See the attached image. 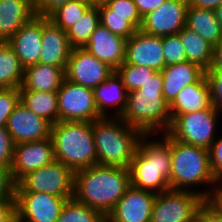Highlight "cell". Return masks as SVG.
Instances as JSON below:
<instances>
[{
    "label": "cell",
    "mask_w": 222,
    "mask_h": 222,
    "mask_svg": "<svg viewBox=\"0 0 222 222\" xmlns=\"http://www.w3.org/2000/svg\"><path fill=\"white\" fill-rule=\"evenodd\" d=\"M115 70L93 56L85 48H72L65 69V79L95 89Z\"/></svg>",
    "instance_id": "12"
},
{
    "label": "cell",
    "mask_w": 222,
    "mask_h": 222,
    "mask_svg": "<svg viewBox=\"0 0 222 222\" xmlns=\"http://www.w3.org/2000/svg\"><path fill=\"white\" fill-rule=\"evenodd\" d=\"M197 185H212L210 190H191ZM219 186L213 179L209 149L177 141L171 137L170 189L193 191L207 200ZM190 188V189H189Z\"/></svg>",
    "instance_id": "4"
},
{
    "label": "cell",
    "mask_w": 222,
    "mask_h": 222,
    "mask_svg": "<svg viewBox=\"0 0 222 222\" xmlns=\"http://www.w3.org/2000/svg\"><path fill=\"white\" fill-rule=\"evenodd\" d=\"M23 77L24 67L14 50L7 42L0 41V89L20 88Z\"/></svg>",
    "instance_id": "29"
},
{
    "label": "cell",
    "mask_w": 222,
    "mask_h": 222,
    "mask_svg": "<svg viewBox=\"0 0 222 222\" xmlns=\"http://www.w3.org/2000/svg\"><path fill=\"white\" fill-rule=\"evenodd\" d=\"M20 102L36 115L46 119L52 125L58 122L57 92L23 90L21 87Z\"/></svg>",
    "instance_id": "27"
},
{
    "label": "cell",
    "mask_w": 222,
    "mask_h": 222,
    "mask_svg": "<svg viewBox=\"0 0 222 222\" xmlns=\"http://www.w3.org/2000/svg\"><path fill=\"white\" fill-rule=\"evenodd\" d=\"M100 24L110 32L129 39L137 31L125 17L119 16H100Z\"/></svg>",
    "instance_id": "37"
},
{
    "label": "cell",
    "mask_w": 222,
    "mask_h": 222,
    "mask_svg": "<svg viewBox=\"0 0 222 222\" xmlns=\"http://www.w3.org/2000/svg\"><path fill=\"white\" fill-rule=\"evenodd\" d=\"M165 65H174L187 61L186 51L179 34L162 37Z\"/></svg>",
    "instance_id": "35"
},
{
    "label": "cell",
    "mask_w": 222,
    "mask_h": 222,
    "mask_svg": "<svg viewBox=\"0 0 222 222\" xmlns=\"http://www.w3.org/2000/svg\"><path fill=\"white\" fill-rule=\"evenodd\" d=\"M178 34L185 48L187 61L207 71L212 66L214 47L186 26Z\"/></svg>",
    "instance_id": "28"
},
{
    "label": "cell",
    "mask_w": 222,
    "mask_h": 222,
    "mask_svg": "<svg viewBox=\"0 0 222 222\" xmlns=\"http://www.w3.org/2000/svg\"><path fill=\"white\" fill-rule=\"evenodd\" d=\"M55 160L74 172L98 165L92 122L58 121L51 127Z\"/></svg>",
    "instance_id": "6"
},
{
    "label": "cell",
    "mask_w": 222,
    "mask_h": 222,
    "mask_svg": "<svg viewBox=\"0 0 222 222\" xmlns=\"http://www.w3.org/2000/svg\"><path fill=\"white\" fill-rule=\"evenodd\" d=\"M130 186L129 169L95 165L75 172L73 198L107 217Z\"/></svg>",
    "instance_id": "1"
},
{
    "label": "cell",
    "mask_w": 222,
    "mask_h": 222,
    "mask_svg": "<svg viewBox=\"0 0 222 222\" xmlns=\"http://www.w3.org/2000/svg\"><path fill=\"white\" fill-rule=\"evenodd\" d=\"M42 33L43 17L34 16L7 41L24 68L39 63Z\"/></svg>",
    "instance_id": "18"
},
{
    "label": "cell",
    "mask_w": 222,
    "mask_h": 222,
    "mask_svg": "<svg viewBox=\"0 0 222 222\" xmlns=\"http://www.w3.org/2000/svg\"><path fill=\"white\" fill-rule=\"evenodd\" d=\"M193 222H222L217 210L207 201L198 208Z\"/></svg>",
    "instance_id": "43"
},
{
    "label": "cell",
    "mask_w": 222,
    "mask_h": 222,
    "mask_svg": "<svg viewBox=\"0 0 222 222\" xmlns=\"http://www.w3.org/2000/svg\"><path fill=\"white\" fill-rule=\"evenodd\" d=\"M11 167H0V200L15 199L16 183L11 175Z\"/></svg>",
    "instance_id": "41"
},
{
    "label": "cell",
    "mask_w": 222,
    "mask_h": 222,
    "mask_svg": "<svg viewBox=\"0 0 222 222\" xmlns=\"http://www.w3.org/2000/svg\"><path fill=\"white\" fill-rule=\"evenodd\" d=\"M208 70L222 71V39L214 46L213 62Z\"/></svg>",
    "instance_id": "47"
},
{
    "label": "cell",
    "mask_w": 222,
    "mask_h": 222,
    "mask_svg": "<svg viewBox=\"0 0 222 222\" xmlns=\"http://www.w3.org/2000/svg\"><path fill=\"white\" fill-rule=\"evenodd\" d=\"M55 160L51 138L24 142L14 147L11 175L17 184L26 174L35 171Z\"/></svg>",
    "instance_id": "14"
},
{
    "label": "cell",
    "mask_w": 222,
    "mask_h": 222,
    "mask_svg": "<svg viewBox=\"0 0 222 222\" xmlns=\"http://www.w3.org/2000/svg\"><path fill=\"white\" fill-rule=\"evenodd\" d=\"M19 103V88L0 89V127L7 125L9 116Z\"/></svg>",
    "instance_id": "36"
},
{
    "label": "cell",
    "mask_w": 222,
    "mask_h": 222,
    "mask_svg": "<svg viewBox=\"0 0 222 222\" xmlns=\"http://www.w3.org/2000/svg\"><path fill=\"white\" fill-rule=\"evenodd\" d=\"M205 75L210 87L212 106L221 111L222 110V71L207 70Z\"/></svg>",
    "instance_id": "38"
},
{
    "label": "cell",
    "mask_w": 222,
    "mask_h": 222,
    "mask_svg": "<svg viewBox=\"0 0 222 222\" xmlns=\"http://www.w3.org/2000/svg\"><path fill=\"white\" fill-rule=\"evenodd\" d=\"M161 73L163 76V96L170 105L181 89L198 82L205 75V70L197 64L185 61L166 66L161 70Z\"/></svg>",
    "instance_id": "21"
},
{
    "label": "cell",
    "mask_w": 222,
    "mask_h": 222,
    "mask_svg": "<svg viewBox=\"0 0 222 222\" xmlns=\"http://www.w3.org/2000/svg\"><path fill=\"white\" fill-rule=\"evenodd\" d=\"M188 4L195 8L215 10L222 4V0H188Z\"/></svg>",
    "instance_id": "46"
},
{
    "label": "cell",
    "mask_w": 222,
    "mask_h": 222,
    "mask_svg": "<svg viewBox=\"0 0 222 222\" xmlns=\"http://www.w3.org/2000/svg\"><path fill=\"white\" fill-rule=\"evenodd\" d=\"M57 95L58 121L93 122L102 118L95 104L94 89L64 79Z\"/></svg>",
    "instance_id": "10"
},
{
    "label": "cell",
    "mask_w": 222,
    "mask_h": 222,
    "mask_svg": "<svg viewBox=\"0 0 222 222\" xmlns=\"http://www.w3.org/2000/svg\"><path fill=\"white\" fill-rule=\"evenodd\" d=\"M16 220L15 199L0 200V222H15Z\"/></svg>",
    "instance_id": "44"
},
{
    "label": "cell",
    "mask_w": 222,
    "mask_h": 222,
    "mask_svg": "<svg viewBox=\"0 0 222 222\" xmlns=\"http://www.w3.org/2000/svg\"><path fill=\"white\" fill-rule=\"evenodd\" d=\"M127 92L137 90L156 72L149 67L123 63L116 70Z\"/></svg>",
    "instance_id": "34"
},
{
    "label": "cell",
    "mask_w": 222,
    "mask_h": 222,
    "mask_svg": "<svg viewBox=\"0 0 222 222\" xmlns=\"http://www.w3.org/2000/svg\"><path fill=\"white\" fill-rule=\"evenodd\" d=\"M204 202L196 192L170 189L156 195L150 222H193Z\"/></svg>",
    "instance_id": "9"
},
{
    "label": "cell",
    "mask_w": 222,
    "mask_h": 222,
    "mask_svg": "<svg viewBox=\"0 0 222 222\" xmlns=\"http://www.w3.org/2000/svg\"><path fill=\"white\" fill-rule=\"evenodd\" d=\"M213 179L222 188V136L215 139L209 148Z\"/></svg>",
    "instance_id": "40"
},
{
    "label": "cell",
    "mask_w": 222,
    "mask_h": 222,
    "mask_svg": "<svg viewBox=\"0 0 222 222\" xmlns=\"http://www.w3.org/2000/svg\"><path fill=\"white\" fill-rule=\"evenodd\" d=\"M98 165L129 169L144 135L120 117H102L92 122Z\"/></svg>",
    "instance_id": "5"
},
{
    "label": "cell",
    "mask_w": 222,
    "mask_h": 222,
    "mask_svg": "<svg viewBox=\"0 0 222 222\" xmlns=\"http://www.w3.org/2000/svg\"><path fill=\"white\" fill-rule=\"evenodd\" d=\"M185 26L199 34L213 47L222 39V30L214 10L195 8L188 4Z\"/></svg>",
    "instance_id": "26"
},
{
    "label": "cell",
    "mask_w": 222,
    "mask_h": 222,
    "mask_svg": "<svg viewBox=\"0 0 222 222\" xmlns=\"http://www.w3.org/2000/svg\"><path fill=\"white\" fill-rule=\"evenodd\" d=\"M155 193L130 186L107 215V222H150Z\"/></svg>",
    "instance_id": "16"
},
{
    "label": "cell",
    "mask_w": 222,
    "mask_h": 222,
    "mask_svg": "<svg viewBox=\"0 0 222 222\" xmlns=\"http://www.w3.org/2000/svg\"><path fill=\"white\" fill-rule=\"evenodd\" d=\"M91 7L87 0H70L54 11L48 19L64 31H68Z\"/></svg>",
    "instance_id": "31"
},
{
    "label": "cell",
    "mask_w": 222,
    "mask_h": 222,
    "mask_svg": "<svg viewBox=\"0 0 222 222\" xmlns=\"http://www.w3.org/2000/svg\"><path fill=\"white\" fill-rule=\"evenodd\" d=\"M106 217L74 198L67 200L63 205L57 222H105Z\"/></svg>",
    "instance_id": "32"
},
{
    "label": "cell",
    "mask_w": 222,
    "mask_h": 222,
    "mask_svg": "<svg viewBox=\"0 0 222 222\" xmlns=\"http://www.w3.org/2000/svg\"><path fill=\"white\" fill-rule=\"evenodd\" d=\"M75 172L62 162L54 160L26 174L15 187V191L48 193L70 200L74 197Z\"/></svg>",
    "instance_id": "8"
},
{
    "label": "cell",
    "mask_w": 222,
    "mask_h": 222,
    "mask_svg": "<svg viewBox=\"0 0 222 222\" xmlns=\"http://www.w3.org/2000/svg\"><path fill=\"white\" fill-rule=\"evenodd\" d=\"M15 144L6 126L0 127V167H11Z\"/></svg>",
    "instance_id": "39"
},
{
    "label": "cell",
    "mask_w": 222,
    "mask_h": 222,
    "mask_svg": "<svg viewBox=\"0 0 222 222\" xmlns=\"http://www.w3.org/2000/svg\"><path fill=\"white\" fill-rule=\"evenodd\" d=\"M124 63L161 71L166 67L162 37L137 30L126 42Z\"/></svg>",
    "instance_id": "15"
},
{
    "label": "cell",
    "mask_w": 222,
    "mask_h": 222,
    "mask_svg": "<svg viewBox=\"0 0 222 222\" xmlns=\"http://www.w3.org/2000/svg\"><path fill=\"white\" fill-rule=\"evenodd\" d=\"M188 0H166L142 17L140 31L156 36L178 34L185 26Z\"/></svg>",
    "instance_id": "13"
},
{
    "label": "cell",
    "mask_w": 222,
    "mask_h": 222,
    "mask_svg": "<svg viewBox=\"0 0 222 222\" xmlns=\"http://www.w3.org/2000/svg\"><path fill=\"white\" fill-rule=\"evenodd\" d=\"M34 16L33 0H0V41L7 42Z\"/></svg>",
    "instance_id": "22"
},
{
    "label": "cell",
    "mask_w": 222,
    "mask_h": 222,
    "mask_svg": "<svg viewBox=\"0 0 222 222\" xmlns=\"http://www.w3.org/2000/svg\"><path fill=\"white\" fill-rule=\"evenodd\" d=\"M212 106L210 87L204 75L198 82L185 86L169 105L171 118L207 109Z\"/></svg>",
    "instance_id": "24"
},
{
    "label": "cell",
    "mask_w": 222,
    "mask_h": 222,
    "mask_svg": "<svg viewBox=\"0 0 222 222\" xmlns=\"http://www.w3.org/2000/svg\"><path fill=\"white\" fill-rule=\"evenodd\" d=\"M126 42L127 39L110 32L100 24L84 48L116 70L125 61Z\"/></svg>",
    "instance_id": "19"
},
{
    "label": "cell",
    "mask_w": 222,
    "mask_h": 222,
    "mask_svg": "<svg viewBox=\"0 0 222 222\" xmlns=\"http://www.w3.org/2000/svg\"><path fill=\"white\" fill-rule=\"evenodd\" d=\"M128 92L123 85L121 77L115 71L103 83L94 89L95 104L102 117H121L127 104ZM115 113L111 115L108 107H114ZM117 107V109H116ZM109 114V115H108Z\"/></svg>",
    "instance_id": "23"
},
{
    "label": "cell",
    "mask_w": 222,
    "mask_h": 222,
    "mask_svg": "<svg viewBox=\"0 0 222 222\" xmlns=\"http://www.w3.org/2000/svg\"><path fill=\"white\" fill-rule=\"evenodd\" d=\"M51 127L49 121L30 111L21 102L9 116L6 125L15 145L50 138Z\"/></svg>",
    "instance_id": "17"
},
{
    "label": "cell",
    "mask_w": 222,
    "mask_h": 222,
    "mask_svg": "<svg viewBox=\"0 0 222 222\" xmlns=\"http://www.w3.org/2000/svg\"><path fill=\"white\" fill-rule=\"evenodd\" d=\"M100 16L125 17L136 30L140 29L142 17L133 0H109L98 6Z\"/></svg>",
    "instance_id": "33"
},
{
    "label": "cell",
    "mask_w": 222,
    "mask_h": 222,
    "mask_svg": "<svg viewBox=\"0 0 222 222\" xmlns=\"http://www.w3.org/2000/svg\"><path fill=\"white\" fill-rule=\"evenodd\" d=\"M162 87V73L156 71L141 88L128 92L126 108L120 118L143 134L167 132L172 118Z\"/></svg>",
    "instance_id": "2"
},
{
    "label": "cell",
    "mask_w": 222,
    "mask_h": 222,
    "mask_svg": "<svg viewBox=\"0 0 222 222\" xmlns=\"http://www.w3.org/2000/svg\"><path fill=\"white\" fill-rule=\"evenodd\" d=\"M216 19L220 24L221 30H222V4L218 6L215 10Z\"/></svg>",
    "instance_id": "49"
},
{
    "label": "cell",
    "mask_w": 222,
    "mask_h": 222,
    "mask_svg": "<svg viewBox=\"0 0 222 222\" xmlns=\"http://www.w3.org/2000/svg\"><path fill=\"white\" fill-rule=\"evenodd\" d=\"M35 16L48 18L54 11L70 0H33Z\"/></svg>",
    "instance_id": "42"
},
{
    "label": "cell",
    "mask_w": 222,
    "mask_h": 222,
    "mask_svg": "<svg viewBox=\"0 0 222 222\" xmlns=\"http://www.w3.org/2000/svg\"><path fill=\"white\" fill-rule=\"evenodd\" d=\"M65 79V70L61 67L37 63L24 68L21 84L23 90L57 92Z\"/></svg>",
    "instance_id": "25"
},
{
    "label": "cell",
    "mask_w": 222,
    "mask_h": 222,
    "mask_svg": "<svg viewBox=\"0 0 222 222\" xmlns=\"http://www.w3.org/2000/svg\"><path fill=\"white\" fill-rule=\"evenodd\" d=\"M141 17H144L149 12L154 11L166 0H133Z\"/></svg>",
    "instance_id": "45"
},
{
    "label": "cell",
    "mask_w": 222,
    "mask_h": 222,
    "mask_svg": "<svg viewBox=\"0 0 222 222\" xmlns=\"http://www.w3.org/2000/svg\"><path fill=\"white\" fill-rule=\"evenodd\" d=\"M17 220L20 222H57L67 199L48 193L15 191Z\"/></svg>",
    "instance_id": "11"
},
{
    "label": "cell",
    "mask_w": 222,
    "mask_h": 222,
    "mask_svg": "<svg viewBox=\"0 0 222 222\" xmlns=\"http://www.w3.org/2000/svg\"><path fill=\"white\" fill-rule=\"evenodd\" d=\"M100 25L98 7L91 6L86 13L67 32L72 48H84L91 34Z\"/></svg>",
    "instance_id": "30"
},
{
    "label": "cell",
    "mask_w": 222,
    "mask_h": 222,
    "mask_svg": "<svg viewBox=\"0 0 222 222\" xmlns=\"http://www.w3.org/2000/svg\"><path fill=\"white\" fill-rule=\"evenodd\" d=\"M91 6L98 7L106 4L109 0H87Z\"/></svg>",
    "instance_id": "50"
},
{
    "label": "cell",
    "mask_w": 222,
    "mask_h": 222,
    "mask_svg": "<svg viewBox=\"0 0 222 222\" xmlns=\"http://www.w3.org/2000/svg\"><path fill=\"white\" fill-rule=\"evenodd\" d=\"M144 134L129 166L131 186L155 194L170 190L171 136L165 132L159 139L148 141ZM162 140V141H160Z\"/></svg>",
    "instance_id": "3"
},
{
    "label": "cell",
    "mask_w": 222,
    "mask_h": 222,
    "mask_svg": "<svg viewBox=\"0 0 222 222\" xmlns=\"http://www.w3.org/2000/svg\"><path fill=\"white\" fill-rule=\"evenodd\" d=\"M207 201L217 210L222 217V188L217 189Z\"/></svg>",
    "instance_id": "48"
},
{
    "label": "cell",
    "mask_w": 222,
    "mask_h": 222,
    "mask_svg": "<svg viewBox=\"0 0 222 222\" xmlns=\"http://www.w3.org/2000/svg\"><path fill=\"white\" fill-rule=\"evenodd\" d=\"M221 112L213 106L187 114L176 115L167 133L175 140L209 149L215 140Z\"/></svg>",
    "instance_id": "7"
},
{
    "label": "cell",
    "mask_w": 222,
    "mask_h": 222,
    "mask_svg": "<svg viewBox=\"0 0 222 222\" xmlns=\"http://www.w3.org/2000/svg\"><path fill=\"white\" fill-rule=\"evenodd\" d=\"M71 50L67 32L43 17L39 63L61 67L65 70Z\"/></svg>",
    "instance_id": "20"
}]
</instances>
